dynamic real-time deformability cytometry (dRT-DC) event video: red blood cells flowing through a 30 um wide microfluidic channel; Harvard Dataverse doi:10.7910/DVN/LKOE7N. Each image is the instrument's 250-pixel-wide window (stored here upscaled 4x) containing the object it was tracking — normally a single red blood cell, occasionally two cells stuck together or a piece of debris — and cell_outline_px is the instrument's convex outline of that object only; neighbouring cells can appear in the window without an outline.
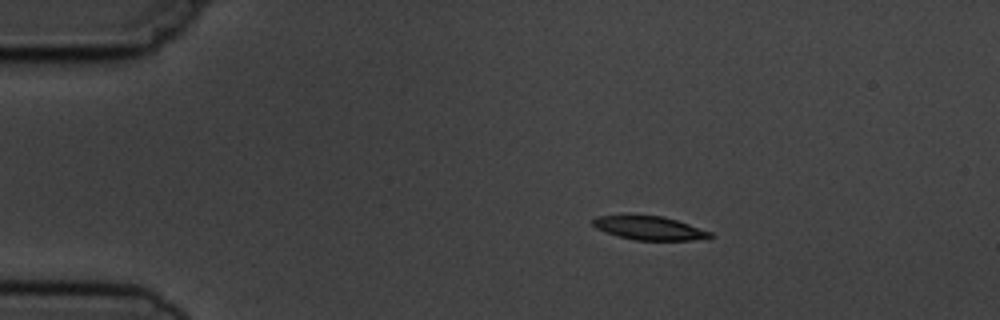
{"species": "common noctule bat (a hibernating species)", "species_latin": "Nyctalus noctula", "temperature_condition": "cold", "stored_images_in_passage": 5, "camera_frame_rate_fps": 3000, "um_per_image_px": 0.085, "animal": {"sex": "male", "body_mass_g": 19.5, "forearm_length_mm": 54.6}, "frame": {"image": 1, "passage_image": 2, "time_ms": 1.0, "image_size_px": [1000, 320], "cell_outline_px": [[716, 236], [692, 240], [636, 240], [620, 236], [596, 228], [592, 224], [592, 220], [596, 216], [628, 212], [664, 216], [712, 232]], "centroid_in_image_um": [55.14, 19.32], "position_along_channel_um": 29.9, "area_um2": 16.76}}
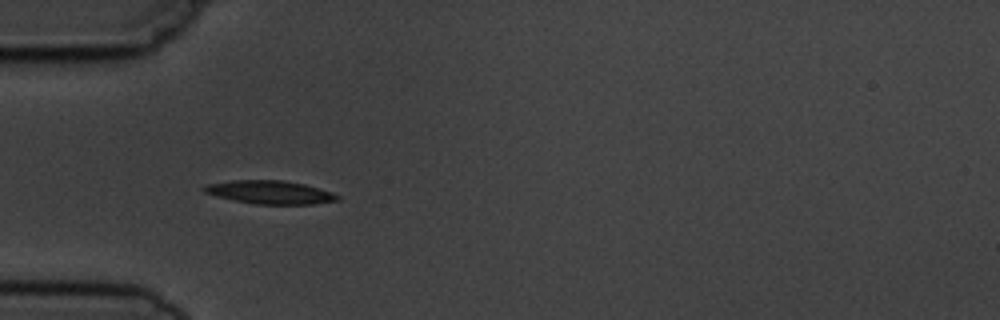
{"frame": {"image": 2, "passage_image": 4, "time_ms": 3.333, "image_size_px": [1000, 320], "cell_outline_px": [[340, 200], [312, 204], [256, 204], [216, 196], [204, 192], [200, 188], [208, 184], [232, 180], [284, 180], [304, 184], [332, 192], [340, 196]], "centroid_in_image_um": [22.96, 16.33], "position_along_channel_um": 62.0, "area_um2": 18.03}}
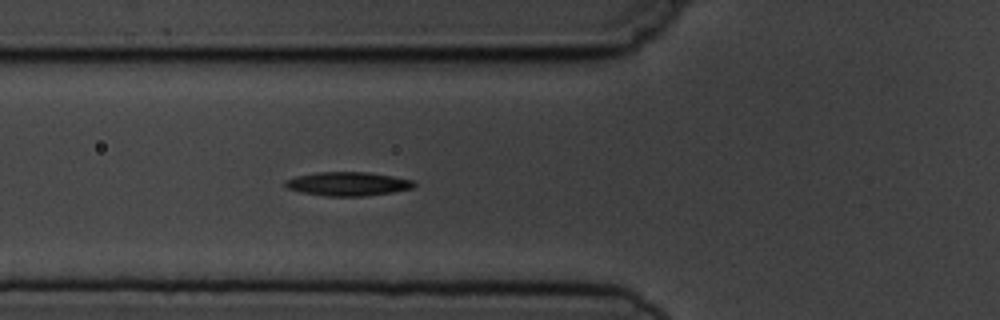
{"frame": {"image": 3, "passage_image": 5, "time_ms": 4.333, "image_size_px": [1000, 320], "cell_outline_px": [[416, 184], [412, 188], [392, 192], [364, 196], [328, 196], [300, 192], [288, 188], [284, 184], [284, 180], [296, 176], [316, 172], [368, 172], [392, 176], [412, 180]], "centroid_in_image_um": [29.54, 15.62], "position_along_channel_um": 96.3, "area_um2": 17.8}}